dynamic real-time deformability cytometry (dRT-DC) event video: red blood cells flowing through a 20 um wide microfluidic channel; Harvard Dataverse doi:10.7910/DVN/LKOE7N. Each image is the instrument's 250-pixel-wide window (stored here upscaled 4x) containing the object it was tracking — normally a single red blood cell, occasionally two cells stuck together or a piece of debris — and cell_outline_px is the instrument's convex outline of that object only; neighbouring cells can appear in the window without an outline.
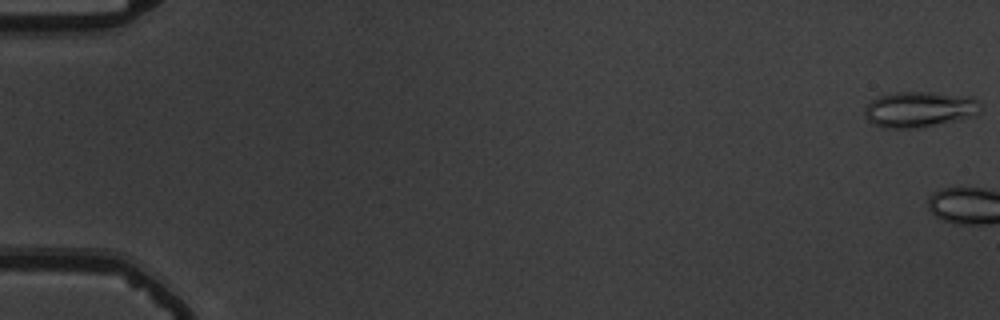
{"species": "common noctule bat (a hibernating species)", "species_latin": "Nyctalus noctula", "temperature_condition": "warm", "stored_images_in_passage": 5, "camera_frame_rate_fps": 3000, "um_per_image_px": 0.085, "animal": {"sex": "male", "body_mass_g": 19.5, "forearm_length_mm": 54.6}, "frame": {"image": 1, "passage_image": 1, "time_ms": 0.0, "image_size_px": [1000, 320], "cell_outline_px": [[980, 112], [976, 116], [960, 120], [920, 128], [884, 128], [872, 124], [864, 116], [864, 108], [872, 100], [880, 96], [896, 92], [928, 92], [972, 96], [980, 104]], "centroid_in_image_um": [78.17, 9.31], "position_along_channel_um": 6.8, "area_um2": 24.45}}